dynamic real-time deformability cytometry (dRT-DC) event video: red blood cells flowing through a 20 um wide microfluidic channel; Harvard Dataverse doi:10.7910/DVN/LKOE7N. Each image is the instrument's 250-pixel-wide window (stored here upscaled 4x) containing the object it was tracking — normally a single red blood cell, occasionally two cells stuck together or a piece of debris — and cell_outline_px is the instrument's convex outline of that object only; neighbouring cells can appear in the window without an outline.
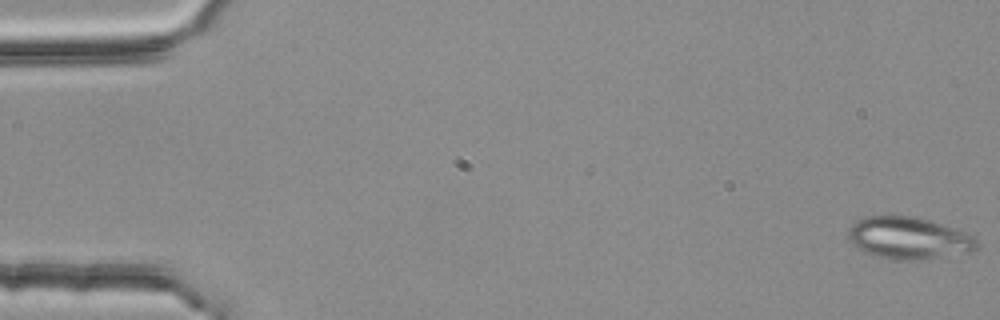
{"species": "common noctule bat (a hibernating species)", "species_latin": "Nyctalus noctula", "temperature_condition": "room temperature", "stored_images_in_passage": 4, "camera_frame_rate_fps": 3000, "um_per_image_px": 0.085, "animal": {"sex": "female", "body_mass_g": 25.1}, "frame": {"image": 1, "passage_image": 1, "time_ms": 0.0, "image_size_px": [1000, 320], "cell_outline_px": [[980, 248], [972, 252], [916, 260], [896, 260], [876, 256], [864, 252], [852, 244], [848, 240], [848, 228], [856, 220], [864, 216], [916, 216], [976, 236]], "centroid_in_image_um": [77.23, 20.24], "position_along_channel_um": 7.8, "area_um2": 31.73}}